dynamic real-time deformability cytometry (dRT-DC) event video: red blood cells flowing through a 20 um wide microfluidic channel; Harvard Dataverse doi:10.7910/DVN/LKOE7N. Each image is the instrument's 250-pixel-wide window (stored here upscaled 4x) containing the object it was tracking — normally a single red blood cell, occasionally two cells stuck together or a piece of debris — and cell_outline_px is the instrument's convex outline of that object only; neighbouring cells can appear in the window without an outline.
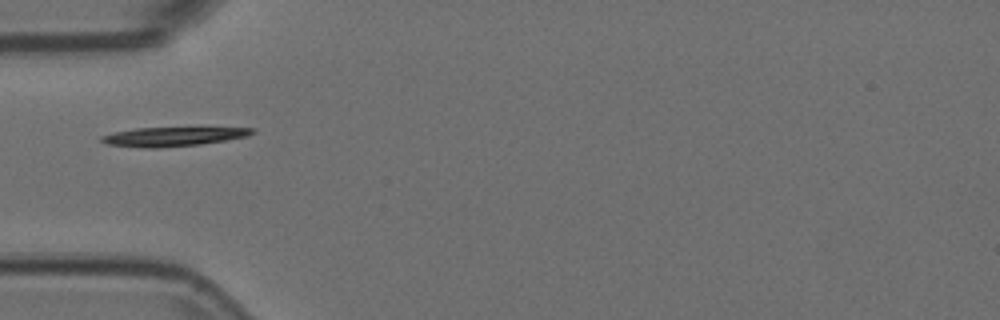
{"species": "Egyptian fruit bat (a non-hibernating species)", "species_latin": "Rousettus aegyptiacus", "temperature_condition": "room temperature", "stored_images_in_passage": 1, "camera_frame_rate_fps": 3000, "um_per_image_px": 0.085, "animal": {"sex": "female"}, "frame": {"image": 1, "passage_image": 1, "time_ms": 0.0, "image_size_px": [1000, 320], "cell_outline_px": [[256, 132], [248, 136], [200, 144], [160, 148], [144, 148], [104, 144], [100, 140], [100, 136], [112, 132], [136, 128], [256, 128]], "centroid_in_image_um": [14.64, 11.61], "position_along_channel_um": 70.4, "area_um2": 16.76}}